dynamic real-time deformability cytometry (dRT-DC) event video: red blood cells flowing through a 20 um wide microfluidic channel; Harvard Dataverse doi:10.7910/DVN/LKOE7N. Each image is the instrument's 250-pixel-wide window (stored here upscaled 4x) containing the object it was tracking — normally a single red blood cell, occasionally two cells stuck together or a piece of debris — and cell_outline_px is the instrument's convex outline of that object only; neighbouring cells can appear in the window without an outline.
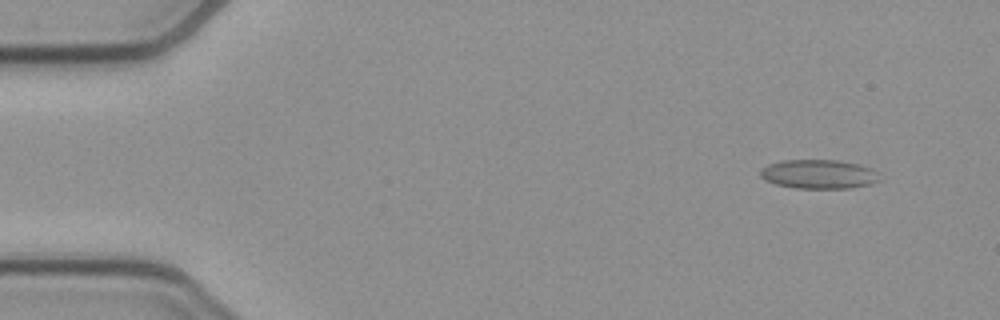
{"species": "common noctule bat (a hibernating species)", "species_latin": "Nyctalus noctula", "temperature_condition": "cold", "stored_images_in_passage": 53, "camera_frame_rate_fps": 3000, "um_per_image_px": 0.085, "animal": {"sex": "female", "body_mass_g": 21.9}, "frame": {"image": 1, "passage_image": 5, "time_ms": 1.333, "image_size_px": [1000, 320], "cell_outline_px": [[880, 180], [868, 184], [848, 188], [796, 188], [776, 184], [764, 180], [760, 176], [760, 168], [768, 164], [784, 160], [836, 160], [856, 164], [868, 168], [876, 172]], "centroid_in_image_um": [69.51, 14.8], "position_along_channel_um": 15.5, "area_um2": 19.94}}
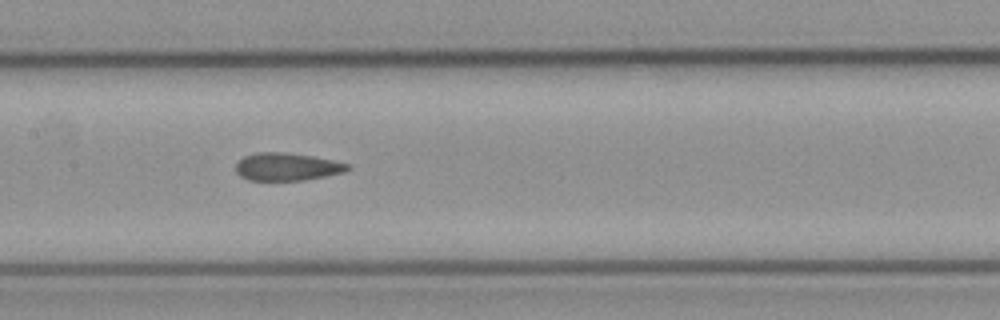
{"frame": {"image": 2, "passage_image": 26, "time_ms": 8.333, "image_size_px": [1000, 320], "cell_outline_px": [[352, 168], [344, 172], [304, 180], [248, 180], [240, 176], [236, 172], [236, 164], [244, 156], [256, 152], [284, 152], [312, 156], [352, 164]], "centroid_in_image_um": [24.41, 14.17], "position_along_channel_um": 183.0, "area_um2": 18.09}}
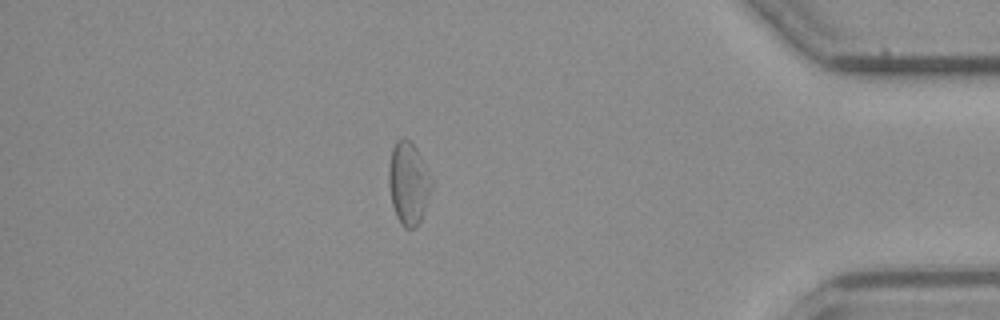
{"frame": {"image": 3, "passage_image": 46, "time_ms": 15.0, "image_size_px": [1000, 320], "cell_outline_px": [[432, 188], [420, 220], [412, 228], [404, 228], [400, 224], [396, 216], [392, 204], [388, 184], [388, 168], [392, 148], [396, 140], [400, 136], [404, 136], [416, 148], [432, 180]], "centroid_in_image_um": [34.68, 15.55], "position_along_channel_um": 400.5, "area_um2": 20.46}, "authors_computed_cell_mechanics": {"area_um2": 19.5364, "velocity_mm_per_s": 3.8845, "shape_relaxation_time_tau1_ms": null, "shape_relaxation_time_tau2_ms": 1.9753, "deformation_change_tau1": null, "deformation_change_tau2": 0.1025}}